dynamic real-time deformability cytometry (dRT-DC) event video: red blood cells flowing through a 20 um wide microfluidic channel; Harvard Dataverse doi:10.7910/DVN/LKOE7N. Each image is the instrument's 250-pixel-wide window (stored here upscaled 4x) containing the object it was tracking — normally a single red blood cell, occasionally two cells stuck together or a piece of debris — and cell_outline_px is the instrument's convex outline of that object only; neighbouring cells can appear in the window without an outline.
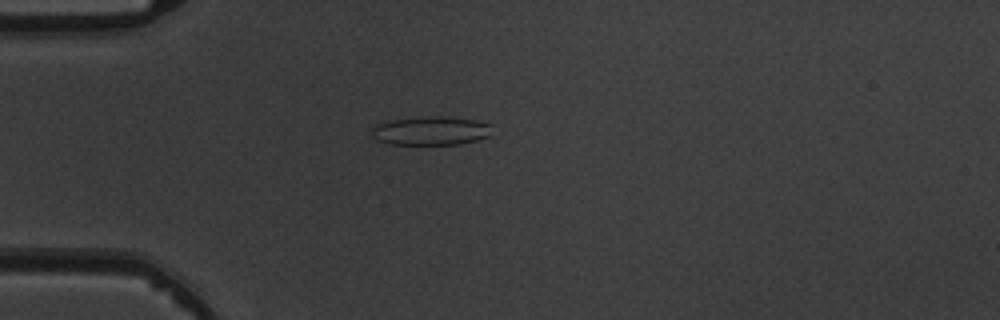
{"species": "common noctule bat (a hibernating species)", "species_latin": "Nyctalus noctula", "temperature_condition": "warm", "stored_images_in_passage": 4, "camera_frame_rate_fps": 3000, "um_per_image_px": 0.085, "animal": {"sex": "male", "body_mass_g": 19.5, "forearm_length_mm": 54.6}, "frame": {"image": 1, "passage_image": 4, "time_ms": 4.333, "image_size_px": [1000, 320], "cell_outline_px": [[492, 124], [488, 136], [476, 140], [460, 144], [388, 144], [376, 140], [372, 136], [372, 128], [376, 124], [392, 120], [428, 116], [440, 116], [476, 120]], "centroid_in_image_um": [36.6, 11.12], "position_along_channel_um": 48.4, "area_um2": 20.06}}